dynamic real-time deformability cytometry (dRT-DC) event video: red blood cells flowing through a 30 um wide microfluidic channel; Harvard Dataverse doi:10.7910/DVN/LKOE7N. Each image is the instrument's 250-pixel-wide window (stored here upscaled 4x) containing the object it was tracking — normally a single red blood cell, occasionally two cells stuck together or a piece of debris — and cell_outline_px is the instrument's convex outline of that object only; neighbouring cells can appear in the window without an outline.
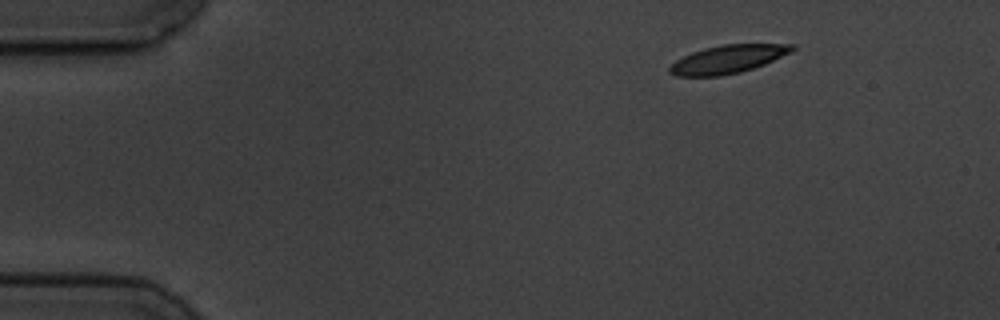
{"species": "common noctule bat (a hibernating species)", "species_latin": "Nyctalus noctula", "temperature_condition": "cold", "stored_images_in_passage": 6, "camera_frame_rate_fps": 3000, "um_per_image_px": 0.085, "animal": {"sex": "male", "body_mass_g": 19.5, "forearm_length_mm": 54.6}, "frame": {"image": 1, "passage_image": 1, "time_ms": 0.0, "image_size_px": [1000, 320], "cell_outline_px": [[796, 48], [792, 52], [764, 64], [740, 72], [720, 76], [676, 76], [668, 72], [668, 68], [676, 60], [692, 52], [704, 48], [720, 44], [796, 44]], "centroid_in_image_um": [61.87, 5.02], "position_along_channel_um": 23.1, "area_um2": 20.11}}
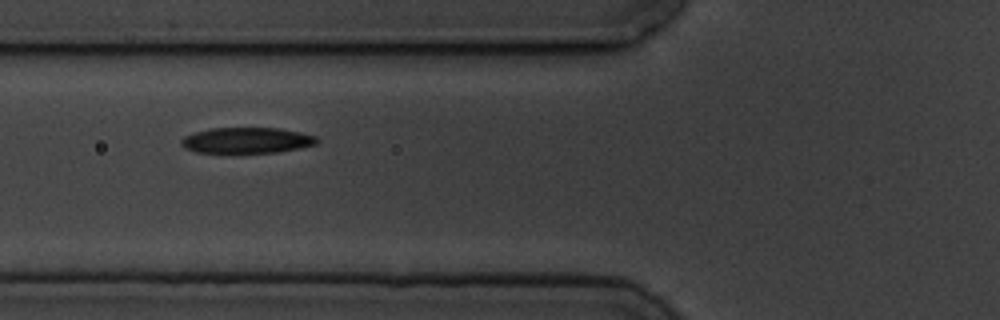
{"frame": {"image": 2, "passage_image": 5, "time_ms": 4.667, "image_size_px": [1000, 320], "cell_outline_px": [[320, 140], [316, 144], [300, 148], [276, 152], [232, 156], [196, 152], [184, 148], [180, 144], [180, 140], [184, 136], [192, 132], [208, 128], [280, 128], [300, 132], [316, 136]], "centroid_in_image_um": [20.9, 11.97], "position_along_channel_um": 104.9, "area_um2": 21.62}}
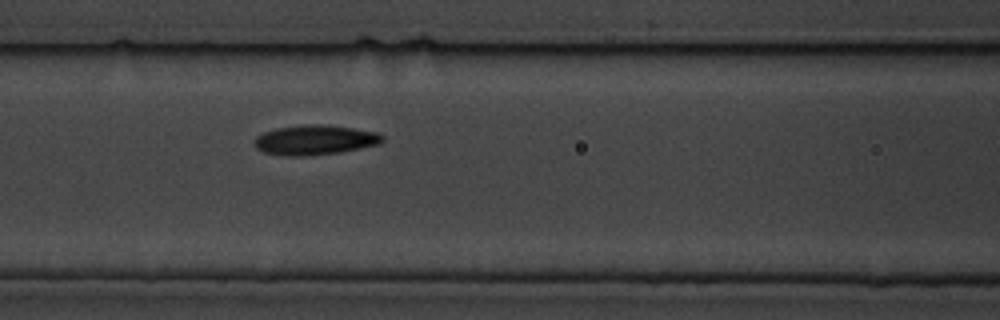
{"frame": {"image": 3, "passage_image": 6, "time_ms": 5.667, "image_size_px": [1000, 320], "cell_outline_px": [[384, 140], [380, 144], [340, 152], [300, 156], [288, 156], [264, 152], [256, 148], [256, 136], [264, 132], [276, 128], [312, 124], [324, 124], [352, 128], [376, 132], [384, 136]], "centroid_in_image_um": [26.79, 11.89], "position_along_channel_um": 139.8, "area_um2": 21.96}}